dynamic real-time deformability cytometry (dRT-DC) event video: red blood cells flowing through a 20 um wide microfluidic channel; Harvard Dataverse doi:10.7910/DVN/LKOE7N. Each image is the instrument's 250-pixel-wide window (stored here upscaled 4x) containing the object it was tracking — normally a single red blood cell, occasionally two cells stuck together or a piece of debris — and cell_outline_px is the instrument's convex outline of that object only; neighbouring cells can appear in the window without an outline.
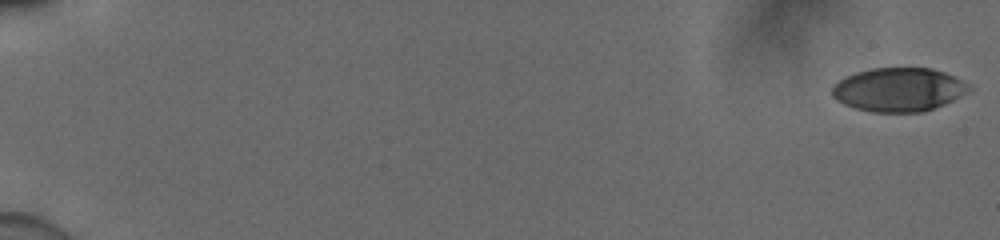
{"species": "human", "species_latin": "Homo sapiens", "temperature_condition": "cold", "stored_images_in_passage": 55, "camera_frame_rate_fps": 3000, "um_per_image_px": 0.085, "donor": {"sex": "male"}, "frame": {"image": 1, "passage_image": 1, "time_ms": 0.0, "image_size_px": [1000, 240], "cell_outline_px": [[972, 88], [952, 100], [944, 104], [920, 112], [872, 112], [856, 108], [844, 104], [836, 100], [832, 96], [832, 88], [844, 76], [856, 72], [872, 68], [932, 68], [944, 72], [968, 84]], "centroid_in_image_um": [76.34, 7.61], "position_along_channel_um": 8.7, "area_um2": 34.51}}
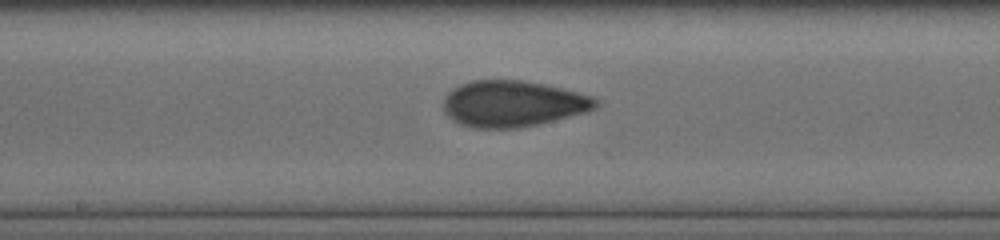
{"frame": {"image": 2, "passage_image": 32, "time_ms": 10.333, "image_size_px": [1000, 240], "cell_outline_px": [[600, 104], [596, 108], [584, 112], [540, 124], [520, 128], [472, 128], [460, 124], [448, 116], [444, 108], [444, 100], [448, 92], [452, 88], [460, 84], [472, 80], [524, 80], [544, 84], [592, 96]], "centroid_in_image_um": [43.57, 8.82], "position_along_channel_um": 204.6, "area_um2": 40.92}}
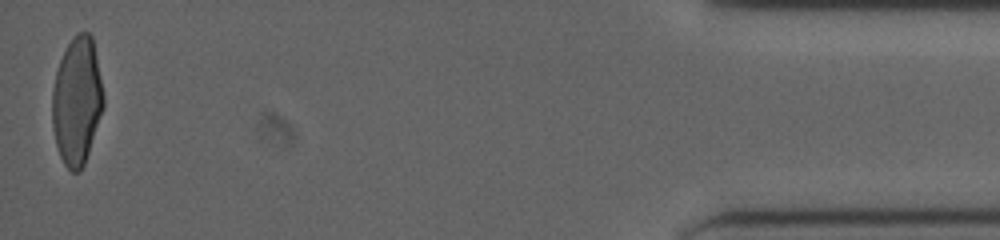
{"frame": {"image": 3, "passage_image": 55, "time_ms": 18.0, "image_size_px": [1000, 240], "cell_outline_px": [[104, 108], [84, 164], [80, 172], [72, 172], [64, 164], [60, 156], [56, 144], [52, 128], [52, 92], [56, 72], [60, 60], [72, 36], [76, 32], [88, 32], [92, 36], [104, 96]], "centroid_in_image_um": [6.54, 8.59], "position_along_channel_um": 428.7, "area_um2": 38.15}, "authors_computed_cell_mechanics": {"area_um2": 38.9572, "velocity_mm_per_s": 3.9122, "shape_relaxation_time_tau1_ms": 5.8607, "shape_relaxation_time_tau2_ms": 1.2965, "deformation_change_tau1": 0.1905, "deformation_change_tau2": 0.0725}}